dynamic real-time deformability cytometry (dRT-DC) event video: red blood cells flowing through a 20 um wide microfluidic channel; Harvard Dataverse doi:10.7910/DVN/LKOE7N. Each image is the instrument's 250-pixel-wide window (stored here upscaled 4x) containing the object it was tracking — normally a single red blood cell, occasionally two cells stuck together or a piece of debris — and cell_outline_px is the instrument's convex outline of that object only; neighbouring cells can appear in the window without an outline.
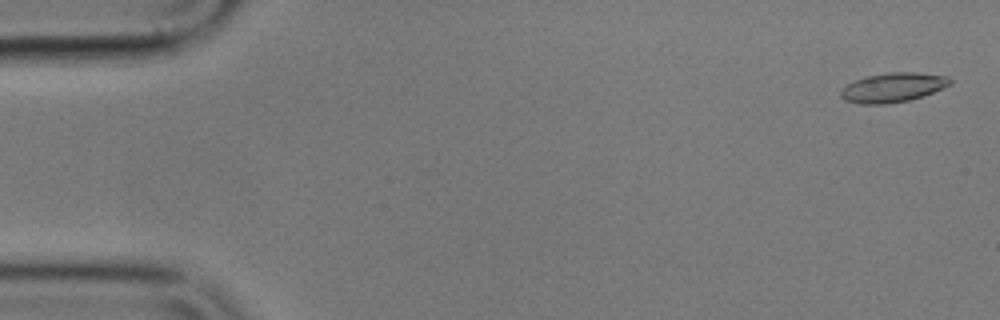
{"species": "common noctule bat (a hibernating species)", "species_latin": "Nyctalus noctula", "temperature_condition": "cold", "stored_images_in_passage": 55, "camera_frame_rate_fps": 3000, "um_per_image_px": 0.085, "animal": {"sex": "male", "body_mass_g": 17.9}, "frame": {"image": 1, "passage_image": 2, "time_ms": 0.333, "image_size_px": [1000, 320], "cell_outline_px": [[952, 84], [932, 92], [908, 100], [884, 104], [860, 104], [844, 100], [840, 96], [840, 88], [856, 80], [868, 76], [888, 72], [916, 72], [948, 76], [952, 80]], "centroid_in_image_um": [75.88, 7.43], "position_along_channel_um": 9.1, "area_um2": 18.61}}
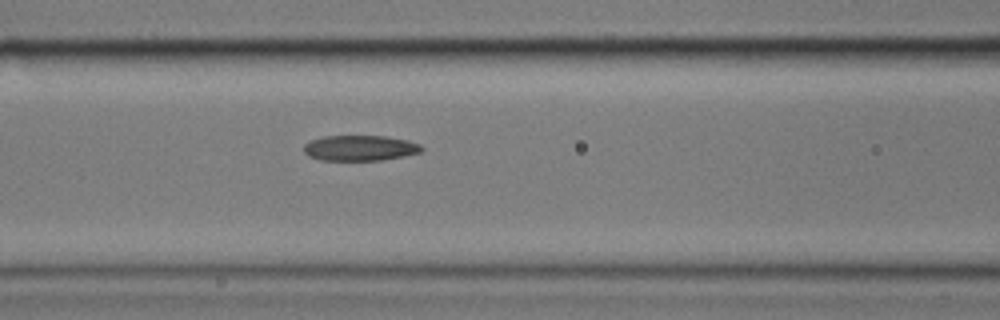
{"frame": {"image": 2, "passage_image": 23, "time_ms": 7.333, "image_size_px": [1000, 320], "cell_outline_px": [[424, 148], [420, 152], [404, 156], [380, 160], [320, 160], [308, 156], [304, 152], [304, 144], [312, 140], [324, 136], [384, 136], [408, 140], [420, 144]], "centroid_in_image_um": [30.6, 12.58], "position_along_channel_um": 136.0, "area_um2": 17.46}}
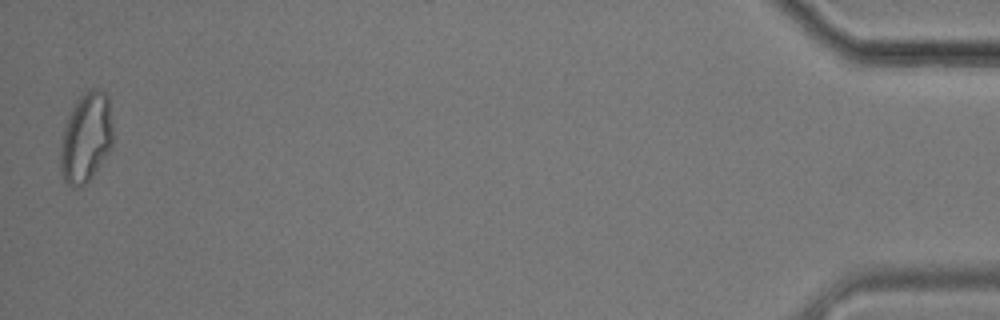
{"frame": {"image": 3, "passage_image": 55, "time_ms": 18.0, "image_size_px": [1000, 320], "cell_outline_px": [[112, 144], [108, 152], [92, 176], [84, 184], [76, 188], [72, 188], [60, 176], [60, 152], [64, 128], [76, 100], [88, 88], [100, 88], [108, 96], [112, 124]], "centroid_in_image_um": [7.3, 11.69], "position_along_channel_um": 427.9, "area_um2": 27.4}, "authors_computed_cell_mechanics": {"area_um2": 18.3804, "velocity_mm_per_s": 3.5848, "shape_relaxation_time_tau1_ms": null, "shape_relaxation_time_tau2_ms": 3.0062, "deformation_change_tau1": null, "deformation_change_tau2": 0.0914}}